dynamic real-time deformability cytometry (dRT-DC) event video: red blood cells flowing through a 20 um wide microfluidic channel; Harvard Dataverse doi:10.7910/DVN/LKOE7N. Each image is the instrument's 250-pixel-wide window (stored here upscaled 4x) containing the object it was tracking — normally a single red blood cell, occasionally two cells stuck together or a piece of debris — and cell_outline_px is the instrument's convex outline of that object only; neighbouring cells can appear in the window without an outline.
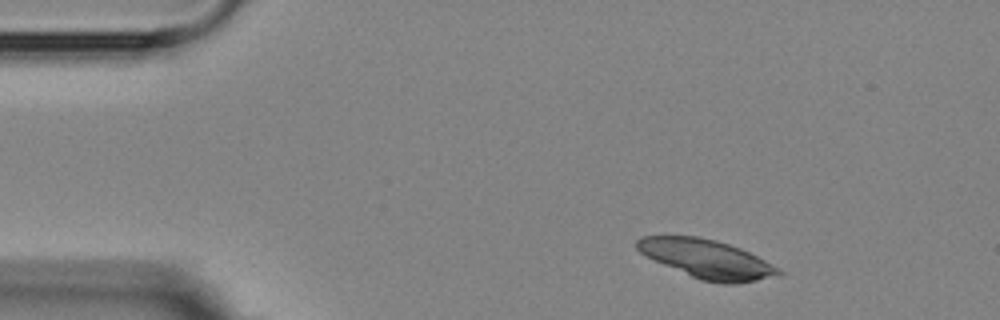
{"species": "Egyptian fruit bat (a non-hibernating species)", "species_latin": "Rousettus aegyptiacus", "temperature_condition": "room temperature", "stored_images_in_passage": 4, "camera_frame_rate_fps": 3000, "um_per_image_px": 0.085, "animal": {"sex": "female"}, "frame": {"image": 1, "passage_image": 1, "time_ms": 0.0, "image_size_px": [1000, 320], "cell_outline_px": [[784, 272], [756, 280], [736, 284], [724, 284], [700, 280], [664, 264], [640, 252], [636, 248], [636, 240], [640, 236], [696, 236], [716, 240], [740, 248], [764, 260]], "centroid_in_image_um": [60.04, 22.0], "position_along_channel_um": 25.0, "area_um2": 31.27}}
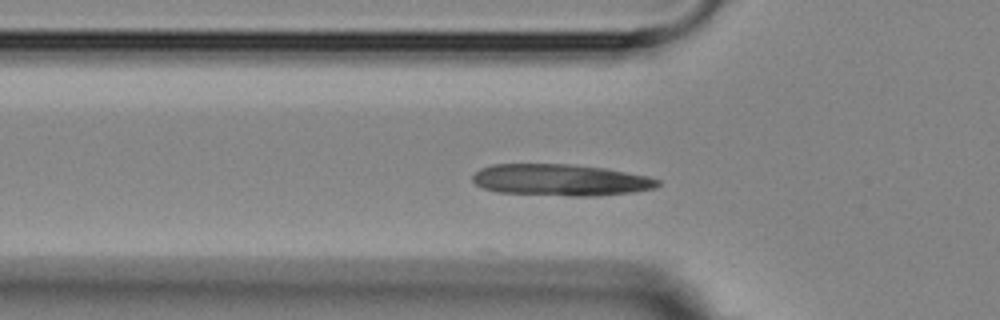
{"frame": {"image": 2, "passage_image": 4, "time_ms": 3.333, "image_size_px": [1000, 320], "cell_outline_px": [[660, 184], [656, 188], [632, 192], [600, 196], [568, 196], [496, 192], [484, 188], [476, 184], [472, 180], [472, 176], [480, 168], [492, 164], [572, 164], [604, 168], [648, 176], [660, 180]], "centroid_in_image_um": [47.65, 15.3], "position_along_channel_um": 78.1, "area_um2": 34.28}}